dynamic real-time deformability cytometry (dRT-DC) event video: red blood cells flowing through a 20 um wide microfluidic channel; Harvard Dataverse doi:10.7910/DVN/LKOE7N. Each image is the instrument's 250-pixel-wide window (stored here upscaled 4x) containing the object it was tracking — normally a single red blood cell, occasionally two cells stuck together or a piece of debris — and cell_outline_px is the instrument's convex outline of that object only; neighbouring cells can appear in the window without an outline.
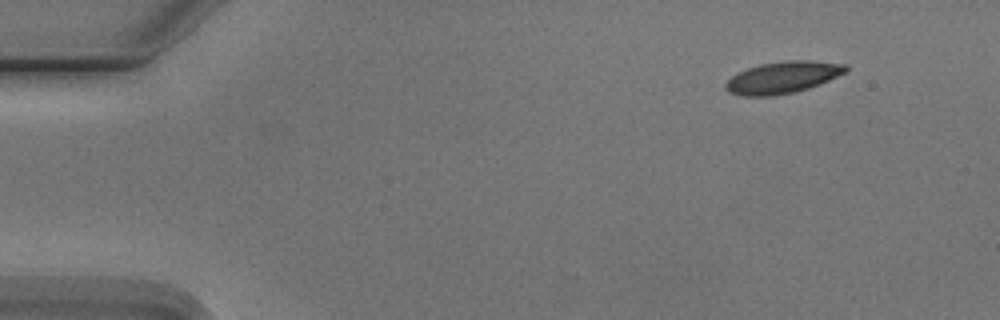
{"species": "Egyptian fruit bat (a non-hibernating species)", "species_latin": "Rousettus aegyptiacus", "temperature_condition": "cold", "stored_images_in_passage": 3, "camera_frame_rate_fps": 3000, "um_per_image_px": 0.085, "animal": {"sex": "male"}, "frame": {"image": 1, "passage_image": 3, "time_ms": 3.0, "image_size_px": [1000, 320], "cell_outline_px": [[848, 72], [820, 84], [796, 92], [772, 96], [740, 96], [728, 92], [724, 88], [724, 84], [732, 76], [748, 68], [760, 64], [788, 60], [812, 60], [848, 64]], "centroid_in_image_um": [66.57, 6.58], "position_along_channel_um": 18.4, "area_um2": 22.54}}